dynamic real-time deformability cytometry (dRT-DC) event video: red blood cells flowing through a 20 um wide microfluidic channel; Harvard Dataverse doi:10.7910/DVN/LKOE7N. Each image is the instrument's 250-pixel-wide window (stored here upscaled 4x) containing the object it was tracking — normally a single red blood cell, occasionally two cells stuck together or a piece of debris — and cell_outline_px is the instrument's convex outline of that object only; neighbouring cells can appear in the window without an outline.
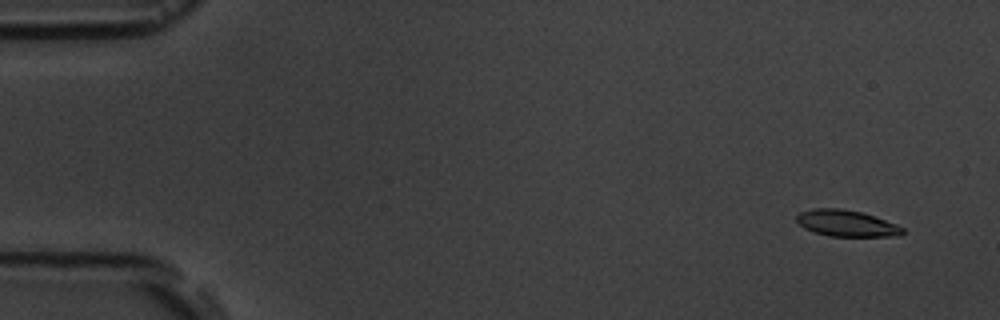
{"species": "common noctule bat (a hibernating species)", "species_latin": "Nyctalus noctula", "temperature_condition": "room temperature", "stored_images_in_passage": 5, "camera_frame_rate_fps": 3000, "um_per_image_px": 0.085, "animal": {"sex": "male", "body_mass_g": 19.5, "forearm_length_mm": 54.6}, "frame": {"image": 1, "passage_image": 1, "time_ms": 0.0, "image_size_px": [1000, 320], "cell_outline_px": [[904, 232], [900, 236], [828, 236], [804, 228], [796, 220], [796, 216], [800, 212], [812, 208], [840, 208], [860, 212], [896, 224], [904, 228]], "centroid_in_image_um": [71.93, 18.98], "position_along_channel_um": 13.1, "area_um2": 16.13}}
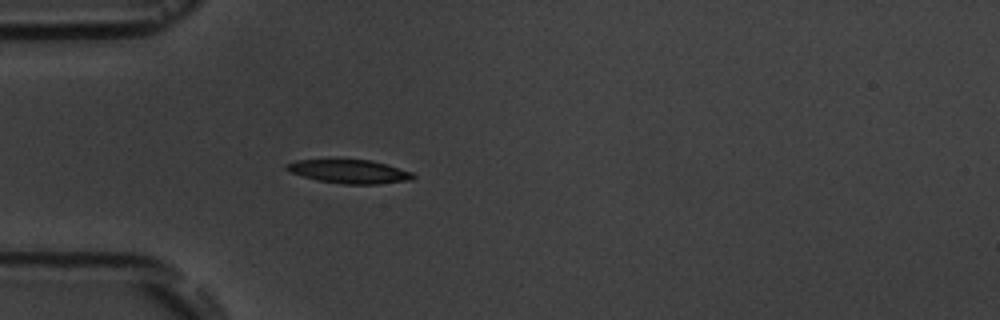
{"frame": {"image": 2, "passage_image": 5, "time_ms": 4.333, "image_size_px": [1000, 320], "cell_outline_px": [[416, 176], [412, 180], [380, 184], [344, 184], [316, 180], [292, 172], [284, 168], [284, 164], [296, 160], [372, 160], [412, 172]], "centroid_in_image_um": [29.71, 14.58], "position_along_channel_um": 55.3, "area_um2": 17.34}}